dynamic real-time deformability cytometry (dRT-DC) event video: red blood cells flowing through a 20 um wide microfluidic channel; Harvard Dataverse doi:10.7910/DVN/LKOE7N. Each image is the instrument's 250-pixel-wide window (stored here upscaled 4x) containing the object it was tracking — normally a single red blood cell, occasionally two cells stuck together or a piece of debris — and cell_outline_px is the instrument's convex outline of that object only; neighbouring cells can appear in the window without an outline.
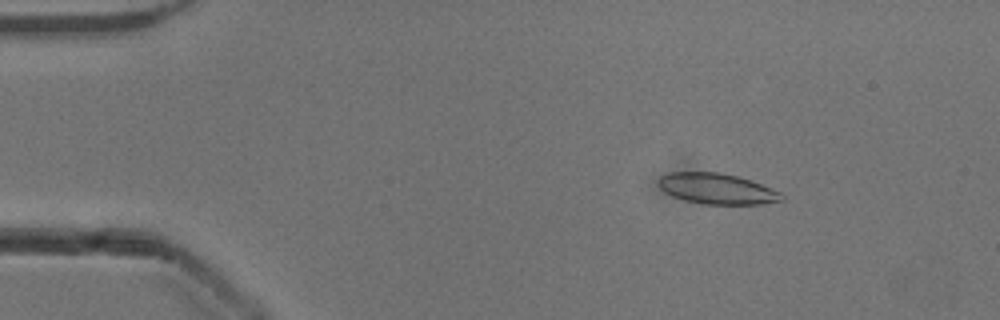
{"species": "common noctule bat (a hibernating species)", "species_latin": "Nyctalus noctula", "temperature_condition": "cold", "stored_images_in_passage": 48, "camera_frame_rate_fps": 3000, "um_per_image_px": 0.085, "animal": {"sex": "male", "body_mass_g": 13.3}, "frame": {"image": 1, "passage_image": 3, "time_ms": 0.667, "image_size_px": [1000, 320], "cell_outline_px": [[784, 200], [764, 204], [704, 204], [684, 200], [672, 196], [664, 192], [660, 188], [660, 176], [668, 172], [720, 172], [752, 180], [780, 192], [784, 196]], "centroid_in_image_um": [60.96, 16.04], "position_along_channel_um": 24.0, "area_um2": 22.08}}
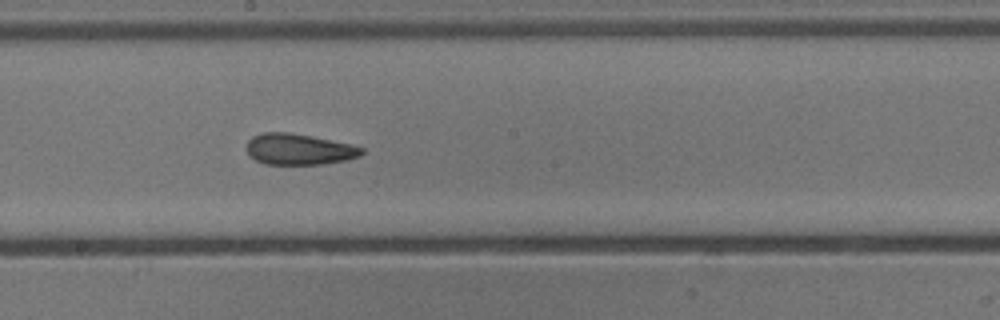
{"frame": {"image": 2, "passage_image": 24, "time_ms": 7.667, "image_size_px": [1000, 320], "cell_outline_px": [[364, 152], [360, 156], [344, 160], [324, 164], [264, 164], [248, 156], [248, 140], [252, 136], [264, 132], [288, 132], [312, 136], [352, 144], [364, 148]], "centroid_in_image_um": [25.42, 12.68], "position_along_channel_um": 222.8, "area_um2": 20.87}}
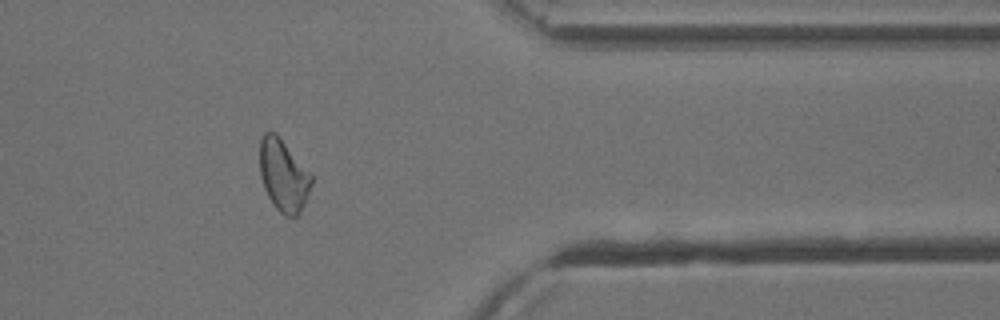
{"frame": {"image": 3, "passage_image": 38, "time_ms": 12.333, "image_size_px": [1000, 320], "cell_outline_px": [[312, 184], [300, 216], [284, 216], [276, 208], [268, 196], [264, 188], [260, 176], [260, 140], [264, 132], [276, 132], [312, 172]], "centroid_in_image_um": [24.12, 14.9], "position_along_channel_um": 387.3, "area_um2": 22.14}, "authors_computed_cell_mechanics": {"area_um2": 22.0507, "velocity_mm_per_s": 3.9077, "shape_relaxation_time_tau1_ms": 7.4006, "shape_relaxation_time_tau2_ms": 3.0393, "deformation_change_tau1": 0.148, "deformation_change_tau2": 0.0985}}